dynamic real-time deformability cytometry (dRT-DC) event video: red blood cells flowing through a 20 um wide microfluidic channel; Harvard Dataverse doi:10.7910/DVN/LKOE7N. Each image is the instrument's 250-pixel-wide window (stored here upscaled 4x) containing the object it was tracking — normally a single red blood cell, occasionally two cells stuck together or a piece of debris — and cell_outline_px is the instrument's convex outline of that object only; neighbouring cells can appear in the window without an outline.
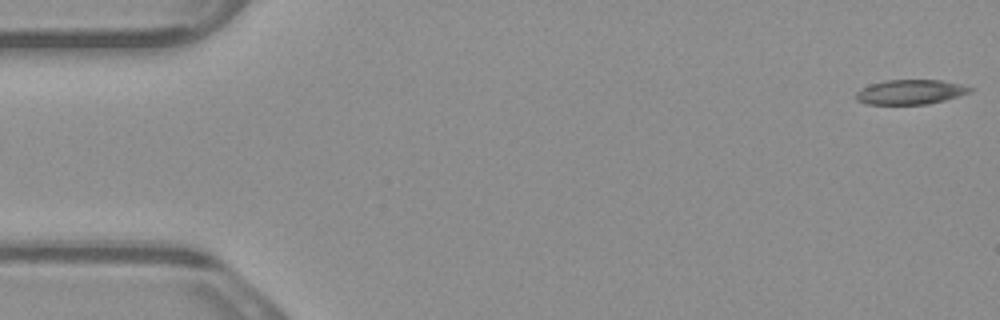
{"species": "common noctule bat (a hibernating species)", "species_latin": "Nyctalus noctula", "temperature_condition": "warm", "stored_images_in_passage": 4, "camera_frame_rate_fps": 3000, "um_per_image_px": 0.085, "animal": {"sex": "male", "body_mass_g": 23.1, "forearm_length_mm": 52.7}, "frame": {"image": 1, "passage_image": 1, "time_ms": 0.0, "image_size_px": [1000, 320], "cell_outline_px": [[972, 92], [960, 96], [928, 104], [868, 104], [856, 100], [856, 92], [860, 88], [884, 80], [940, 80], [960, 84], [972, 88]], "centroid_in_image_um": [77.38, 7.82], "position_along_channel_um": 7.6, "area_um2": 16.36}}
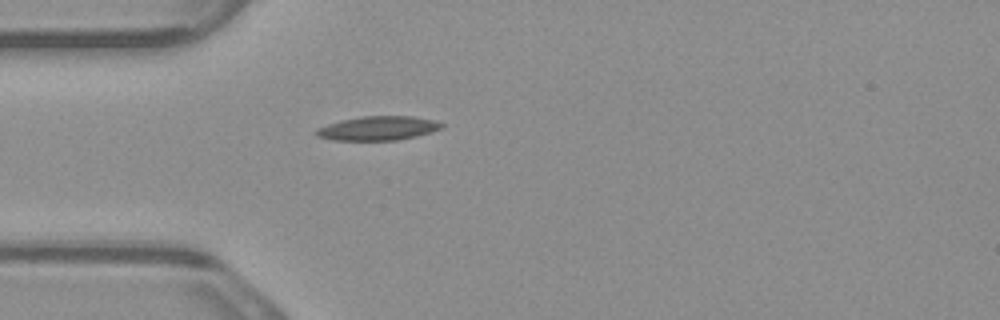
{"frame": {"image": 2, "passage_image": 4, "time_ms": 1.0, "image_size_px": [1000, 320], "cell_outline_px": [[444, 128], [432, 132], [416, 136], [396, 140], [332, 140], [316, 136], [312, 132], [316, 128], [340, 120], [360, 116], [412, 116], [436, 120], [444, 124]], "centroid_in_image_um": [32.12, 10.9], "position_along_channel_um": 52.9, "area_um2": 17.86}}